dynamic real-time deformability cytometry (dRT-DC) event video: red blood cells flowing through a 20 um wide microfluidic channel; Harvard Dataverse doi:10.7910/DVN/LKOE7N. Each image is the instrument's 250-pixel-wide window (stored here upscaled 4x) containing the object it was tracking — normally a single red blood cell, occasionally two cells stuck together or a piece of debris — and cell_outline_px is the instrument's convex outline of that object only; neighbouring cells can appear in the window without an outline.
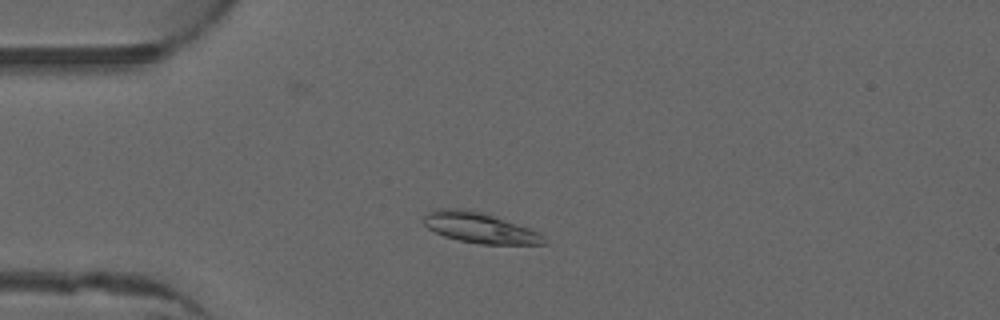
{"species": "common noctule bat (a hibernating species)", "species_latin": "Nyctalus noctula", "temperature_condition": "warm", "stored_images_in_passage": 41, "camera_frame_rate_fps": 3000, "um_per_image_px": 0.085, "animal": {"sex": "male", "forearm_length_mm": 52.5}, "frame": {"image": 1, "passage_image": 3, "time_ms": 0.667, "image_size_px": [1000, 320], "cell_outline_px": [[548, 244], [480, 244], [460, 240], [444, 236], [428, 228], [424, 224], [424, 216], [428, 212], [440, 208], [456, 208], [480, 212], [528, 228], [544, 236]], "centroid_in_image_um": [40.75, 19.37], "position_along_channel_um": 44.2, "area_um2": 20.81}}
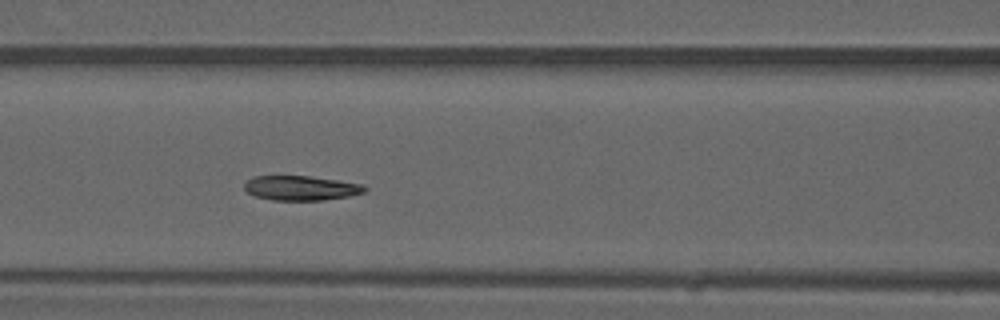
{"frame": {"image": 2, "passage_image": 12, "time_ms": 3.667, "image_size_px": [1000, 320], "cell_outline_px": [[368, 188], [364, 192], [352, 196], [324, 200], [272, 200], [256, 196], [248, 192], [244, 188], [244, 184], [252, 176], [308, 176], [364, 184]], "centroid_in_image_um": [25.61, 15.98], "position_along_channel_um": 141.0, "area_um2": 17.28}}
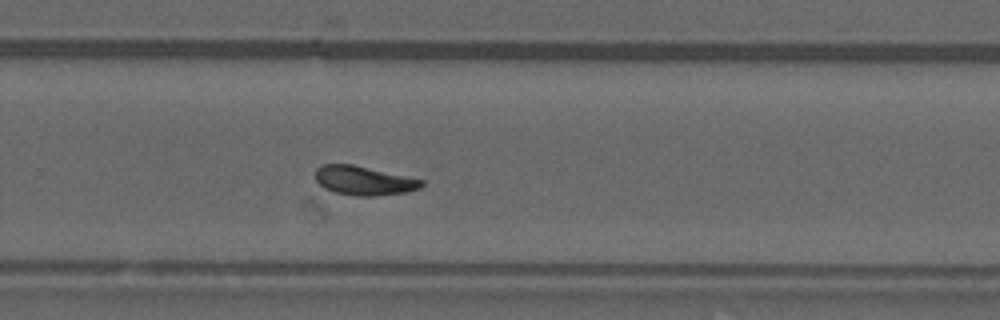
{"frame": {"image": 3, "passage_image": 24, "time_ms": 7.667, "image_size_px": [1000, 320], "cell_outline_px": [[424, 184], [420, 188], [404, 192], [376, 196], [356, 196], [336, 192], [324, 188], [316, 180], [316, 168], [320, 164], [352, 164], [424, 180]], "centroid_in_image_um": [30.91, 15.35], "position_along_channel_um": 298.9, "area_um2": 17.86}, "authors_computed_cell_mechanics": {"area_um2": 17.8602, "velocity_mm_per_s": 3.9626, "shape_relaxation_time_tau1_ms": 3.9613, "shape_relaxation_time_tau2_ms": 8.1024, "deformation_change_tau1": 0.1431, "deformation_change_tau2": 0.1394}}